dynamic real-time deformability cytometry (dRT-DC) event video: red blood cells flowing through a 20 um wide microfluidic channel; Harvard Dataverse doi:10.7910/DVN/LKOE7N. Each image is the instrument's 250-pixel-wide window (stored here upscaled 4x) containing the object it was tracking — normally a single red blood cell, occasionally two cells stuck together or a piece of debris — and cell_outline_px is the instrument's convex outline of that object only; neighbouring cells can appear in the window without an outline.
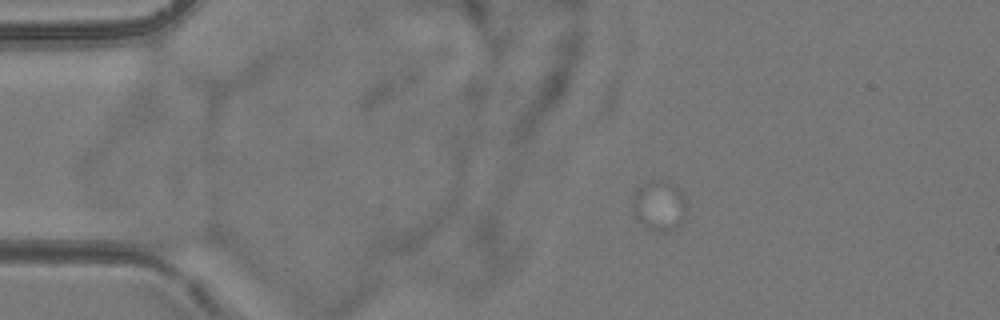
{"species": "common noctule bat (a hibernating species)", "species_latin": "Nyctalus noctula", "temperature_condition": "room temperature", "stored_images_in_passage": 3, "camera_frame_rate_fps": 3000, "um_per_image_px": 0.085, "animal": {"sex": "female", "body_mass_g": 24.6, "forearm_length_mm": 56.2}, "frame": {"image": 1, "passage_image": 1, "time_ms": 0.0, "image_size_px": [1000, 320], "cell_outline_px": [[688, 204], [684, 216], [680, 224], [664, 232], [660, 232], [648, 228], [632, 212], [632, 200], [636, 192], [648, 180], [656, 180], [680, 188]], "centroid_in_image_um": [56.06, 17.48], "position_along_channel_um": 28.9, "area_um2": 15.43}}